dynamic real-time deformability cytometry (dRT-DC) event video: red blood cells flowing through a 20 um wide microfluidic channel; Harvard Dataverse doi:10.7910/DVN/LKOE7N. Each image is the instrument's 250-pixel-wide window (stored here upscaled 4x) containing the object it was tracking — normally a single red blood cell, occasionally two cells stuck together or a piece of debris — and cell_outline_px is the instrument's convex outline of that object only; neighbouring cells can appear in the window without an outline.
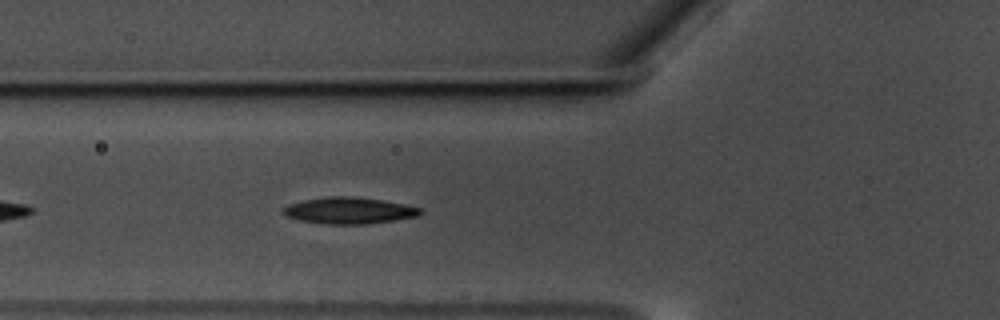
{"species": "common noctule bat (a hibernating species)", "species_latin": "Nyctalus noctula", "temperature_condition": "warm", "stored_images_in_passage": 43, "camera_frame_rate_fps": 3000, "um_per_image_px": 0.085, "animal": {"sex": "male", "body_mass_g": 17.5, "forearm_length_mm": 52.3}, "frame": {"image": 1, "passage_image": 6, "time_ms": 1.667, "image_size_px": [1000, 320], "cell_outline_px": [[424, 212], [416, 216], [392, 220], [364, 224], [324, 224], [300, 220], [288, 216], [280, 212], [288, 204], [304, 200], [332, 196], [352, 196], [380, 200], [404, 204], [420, 208]], "centroid_in_image_um": [29.64, 17.89], "position_along_channel_um": 96.2, "area_um2": 20.87}}
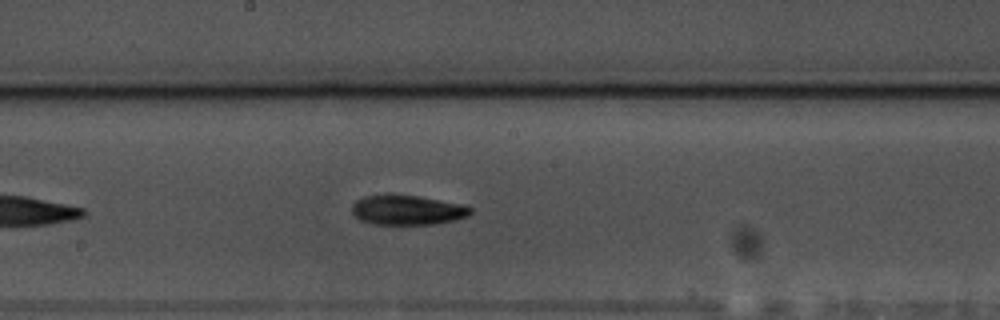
{"frame": {"image": 2, "passage_image": 16, "time_ms": 5.0, "image_size_px": [1000, 320], "cell_outline_px": [[472, 212], [468, 216], [456, 220], [436, 224], [372, 224], [360, 220], [352, 212], [352, 204], [356, 200], [364, 196], [420, 196], [464, 204], [472, 208]], "centroid_in_image_um": [34.67, 17.87], "position_along_channel_um": 213.5, "area_um2": 20.4}}
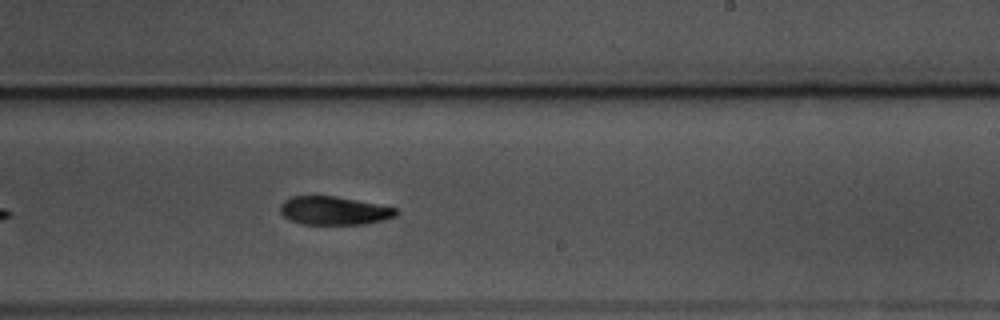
{"frame": {"image": 3, "passage_image": 20, "time_ms": 6.333, "image_size_px": [1000, 320], "cell_outline_px": [[396, 216], [384, 220], [364, 224], [300, 224], [284, 216], [280, 212], [280, 204], [284, 200], [292, 196], [336, 196], [396, 208]], "centroid_in_image_um": [28.36, 17.9], "position_along_channel_um": 260.6, "area_um2": 19.02}, "authors_computed_cell_mechanics": {"area_um2": 19.7098, "velocity_mm_per_s": 3.5315, "shape_relaxation_time_tau1_ms": 8.59, "shape_relaxation_time_tau2_ms": null, "deformation_change_tau1": 0.1742, "deformation_change_tau2": null}}